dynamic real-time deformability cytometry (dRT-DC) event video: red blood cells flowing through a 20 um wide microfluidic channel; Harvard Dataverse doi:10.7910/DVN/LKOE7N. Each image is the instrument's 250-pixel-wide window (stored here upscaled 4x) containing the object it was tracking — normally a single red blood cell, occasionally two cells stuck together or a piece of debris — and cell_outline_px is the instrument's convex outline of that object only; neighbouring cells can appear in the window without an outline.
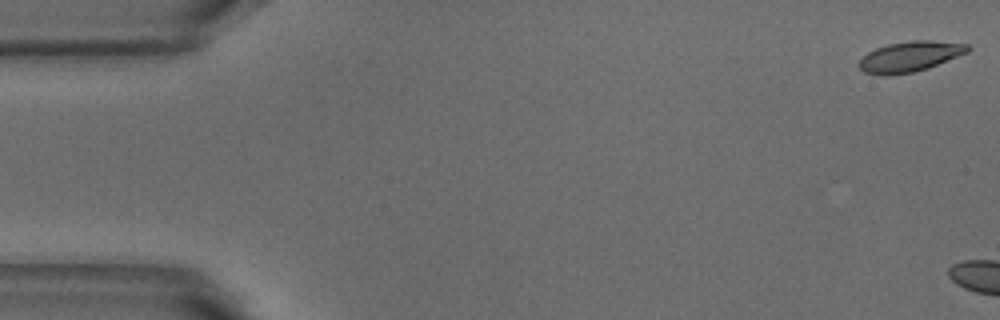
{"species": "common noctule bat (a hibernating species)", "species_latin": "Nyctalus noctula", "temperature_condition": "warm", "stored_images_in_passage": 4, "camera_frame_rate_fps": 3000, "um_per_image_px": 0.085, "animal": {"sex": "male", "body_mass_g": 18.8}, "frame": {"image": 1, "passage_image": 1, "time_ms": 0.0, "image_size_px": [1000, 320], "cell_outline_px": [[972, 48], [968, 52], [928, 68], [912, 72], [884, 76], [864, 72], [860, 68], [860, 60], [868, 52], [876, 48], [888, 44], [908, 40], [932, 40], [968, 44]], "centroid_in_image_um": [77.37, 4.79], "position_along_channel_um": 7.6, "area_um2": 19.19}}